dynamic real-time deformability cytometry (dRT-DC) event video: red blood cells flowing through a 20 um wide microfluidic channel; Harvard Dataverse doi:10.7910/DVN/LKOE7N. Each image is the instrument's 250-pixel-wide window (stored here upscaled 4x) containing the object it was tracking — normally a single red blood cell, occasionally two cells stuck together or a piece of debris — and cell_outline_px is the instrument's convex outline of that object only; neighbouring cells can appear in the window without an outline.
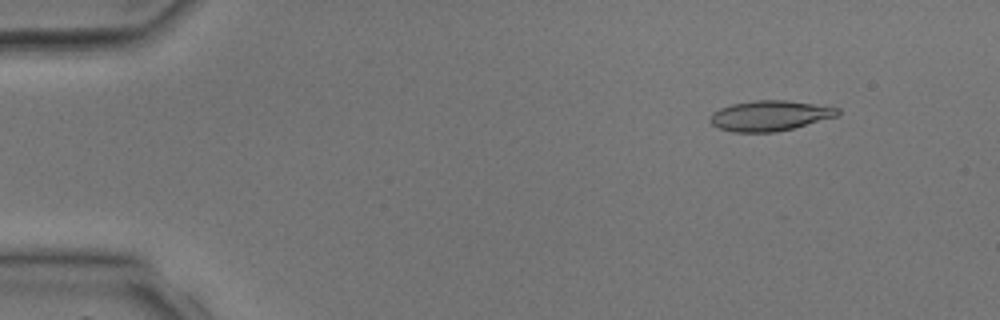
{"species": "common noctule bat (a hibernating species)", "species_latin": "Nyctalus noctula", "temperature_condition": "room temperature", "stored_images_in_passage": 5, "camera_frame_rate_fps": 3000, "um_per_image_px": 0.085, "animal": {"sex": "male", "body_mass_g": 17.9, "forearm_length_mm": 54.2}, "frame": {"image": 1, "passage_image": 2, "time_ms": 1.333, "image_size_px": [1000, 320], "cell_outline_px": [[840, 112], [836, 116], [792, 128], [776, 132], [732, 132], [720, 128], [712, 124], [708, 120], [712, 112], [720, 108], [732, 104], [756, 100], [784, 100], [832, 104], [840, 108]], "centroid_in_image_um": [65.49, 9.81], "position_along_channel_um": 19.5, "area_um2": 22.83}}
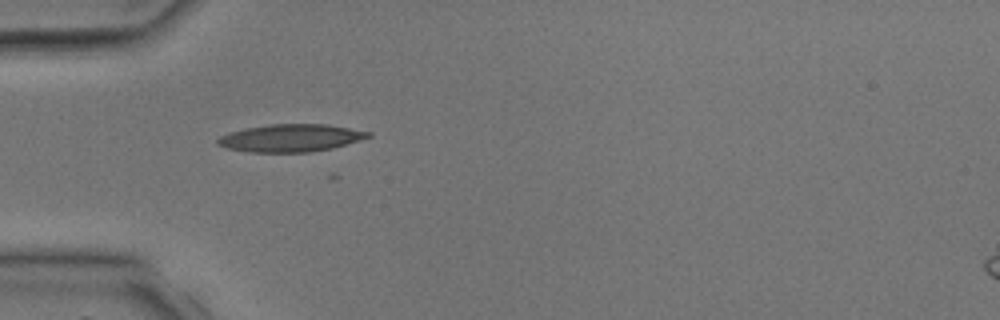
{"frame": {"image": 2, "passage_image": 4, "time_ms": 4.0, "image_size_px": [1000, 320], "cell_outline_px": [[372, 136], [332, 148], [308, 152], [248, 152], [228, 148], [216, 144], [216, 140], [220, 136], [244, 128], [272, 124], [328, 124], [372, 132]], "centroid_in_image_um": [24.71, 11.72], "position_along_channel_um": 60.3, "area_um2": 24.04}}